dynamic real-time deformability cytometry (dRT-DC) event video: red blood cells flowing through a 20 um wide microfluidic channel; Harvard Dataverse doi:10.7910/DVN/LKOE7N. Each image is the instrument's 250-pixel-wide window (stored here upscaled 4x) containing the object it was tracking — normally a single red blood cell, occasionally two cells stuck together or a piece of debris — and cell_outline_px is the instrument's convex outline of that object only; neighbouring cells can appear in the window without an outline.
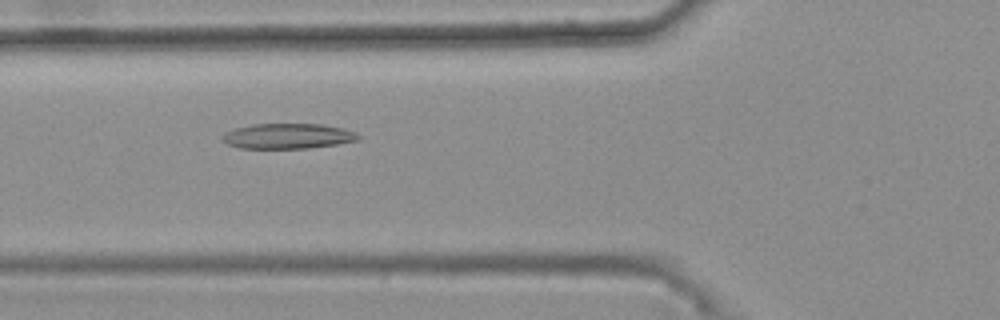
{"species": "common noctule bat (a hibernating species)", "species_latin": "Nyctalus noctula", "temperature_condition": "warm", "stored_images_in_passage": 39, "camera_frame_rate_fps": 3000, "um_per_image_px": 0.085, "animal": {"sex": "female", "body_mass_g": 25.1}, "frame": {"image": 1, "passage_image": 10, "time_ms": 3.0, "image_size_px": [1000, 320], "cell_outline_px": [[360, 140], [336, 144], [308, 148], [240, 148], [228, 144], [220, 140], [220, 136], [236, 128], [252, 124], [320, 124], [344, 128], [356, 132], [360, 136]], "centroid_in_image_um": [24.48, 11.57], "position_along_channel_um": 101.3, "area_um2": 20.0}}
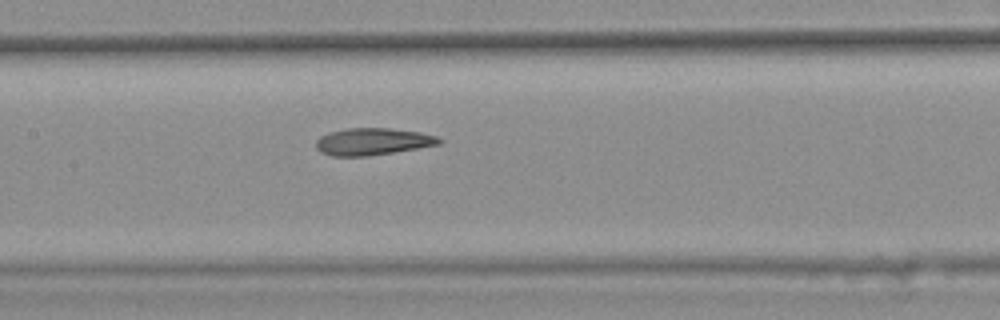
{"frame": {"image": 2, "passage_image": 16, "time_ms": 5.0, "image_size_px": [1000, 320], "cell_outline_px": [[444, 140], [440, 144], [368, 156], [332, 156], [320, 152], [316, 148], [316, 140], [320, 136], [328, 132], [348, 128], [388, 128], [420, 132], [436, 136]], "centroid_in_image_um": [31.65, 12.03], "position_along_channel_um": 175.8, "area_um2": 19.36}}
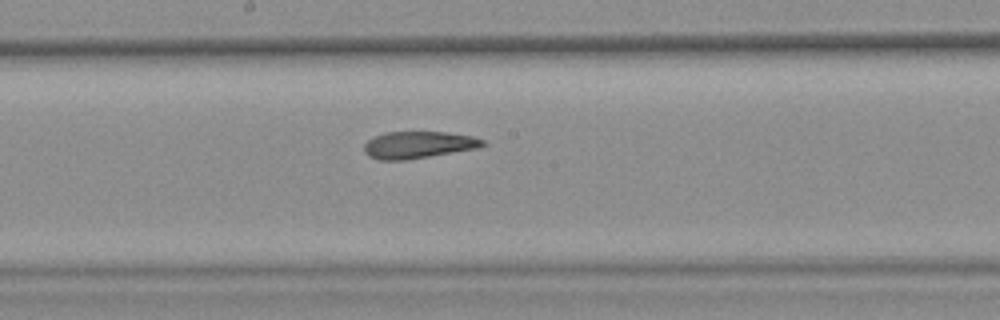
{"frame": {"image": 3, "passage_image": 19, "time_ms": 6.0, "image_size_px": [1000, 320], "cell_outline_px": [[488, 144], [480, 148], [404, 160], [380, 160], [368, 156], [364, 152], [364, 144], [368, 140], [376, 136], [388, 132], [444, 132], [472, 136], [484, 140]], "centroid_in_image_um": [35.58, 12.32], "position_along_channel_um": 212.6, "area_um2": 18.61}, "authors_computed_cell_mechanics": {"area_um2": 19.363, "velocity_mm_per_s": 3.7145, "shape_relaxation_time_tau1_ms": null, "shape_relaxation_time_tau2_ms": 3.969, "deformation_change_tau1": null, "deformation_change_tau2": 0.1302}}